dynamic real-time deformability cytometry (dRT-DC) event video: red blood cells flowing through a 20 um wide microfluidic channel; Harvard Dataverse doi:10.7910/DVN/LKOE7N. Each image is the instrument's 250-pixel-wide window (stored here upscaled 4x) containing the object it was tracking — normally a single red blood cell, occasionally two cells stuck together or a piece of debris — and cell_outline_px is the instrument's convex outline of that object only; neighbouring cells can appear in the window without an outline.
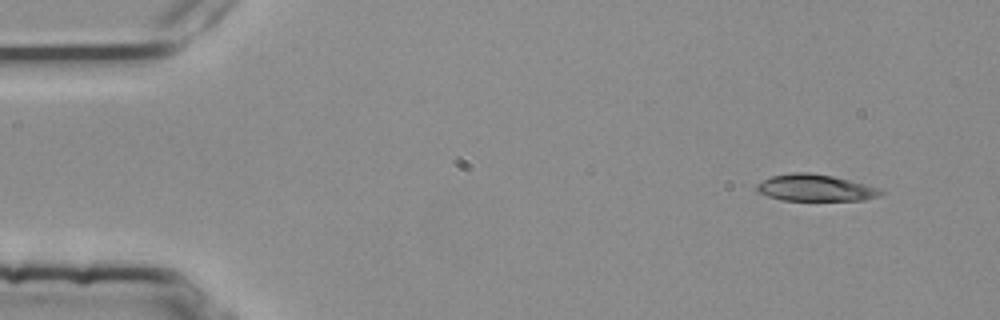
{"species": "common noctule bat (a hibernating species)", "species_latin": "Nyctalus noctula", "temperature_condition": "room temperature", "stored_images_in_passage": 3, "camera_frame_rate_fps": 3000, "um_per_image_px": 0.085, "animal": {"sex": "female", "body_mass_g": 25.1}, "frame": {"image": 1, "passage_image": 1, "time_ms": 0.0, "image_size_px": [1000, 320], "cell_outline_px": [[884, 192], [880, 196], [864, 200], [780, 200], [756, 192], [756, 184], [772, 176], [792, 172], [808, 172], [832, 176], [880, 188]], "centroid_in_image_um": [69.28, 15.97], "position_along_channel_um": 15.7, "area_um2": 19.25}}
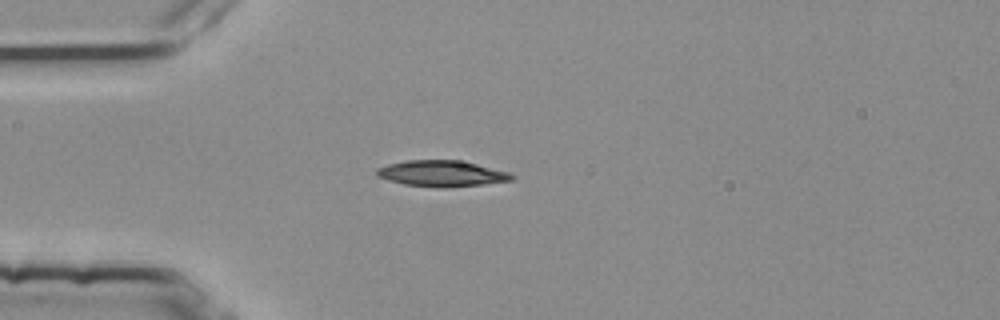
{"frame": {"image": 2, "passage_image": 3, "time_ms": 0.667, "image_size_px": [1000, 320], "cell_outline_px": [[516, 176], [512, 180], [484, 184], [440, 188], [436, 188], [404, 184], [388, 180], [376, 176], [376, 168], [388, 164], [408, 160], [456, 160], [476, 164], [512, 172]], "centroid_in_image_um": [37.56, 14.75], "position_along_channel_um": 47.4, "area_um2": 20.58}}